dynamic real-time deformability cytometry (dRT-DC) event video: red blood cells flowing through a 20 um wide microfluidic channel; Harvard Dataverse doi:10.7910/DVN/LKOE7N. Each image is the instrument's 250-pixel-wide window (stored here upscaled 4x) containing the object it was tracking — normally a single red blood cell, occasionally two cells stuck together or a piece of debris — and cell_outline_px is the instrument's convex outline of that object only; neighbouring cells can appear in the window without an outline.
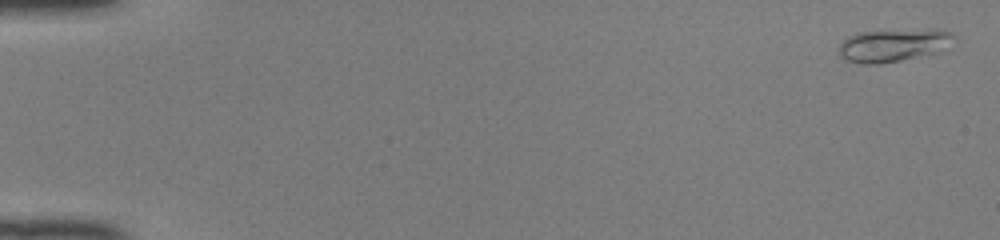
{"species": "common noctule bat (a hibernating species)", "species_latin": "Nyctalus noctula", "temperature_condition": "room temperature", "stored_images_in_passage": 50, "camera_frame_rate_fps": 3000, "um_per_image_px": 0.085, "animal": {"sex": "female", "body_mass_g": 22.0, "forearm_length_mm": 56.7}, "frame": {"image": 1, "passage_image": 2, "time_ms": 0.333, "image_size_px": [1000, 240], "cell_outline_px": [[956, 40], [952, 48], [900, 60], [880, 64], [864, 64], [848, 60], [840, 56], [840, 44], [848, 36], [860, 32], [936, 28], [952, 32], [956, 36]], "centroid_in_image_um": [76.05, 3.82], "position_along_channel_um": 8.9, "area_um2": 22.25}}
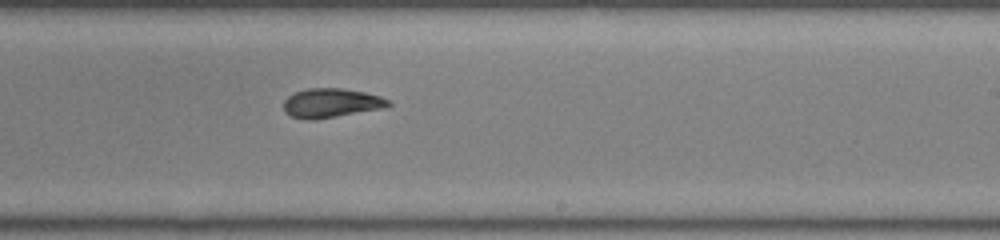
{"frame": {"image": 2, "passage_image": 32, "time_ms": 10.333, "image_size_px": [1000, 240], "cell_outline_px": [[392, 104], [380, 108], [336, 116], [312, 120], [308, 120], [292, 116], [284, 112], [284, 100], [288, 96], [296, 92], [308, 88], [344, 88], [364, 92], [380, 96], [388, 100]], "centroid_in_image_um": [28.11, 8.74], "position_along_channel_um": 260.9, "area_um2": 17.51}}
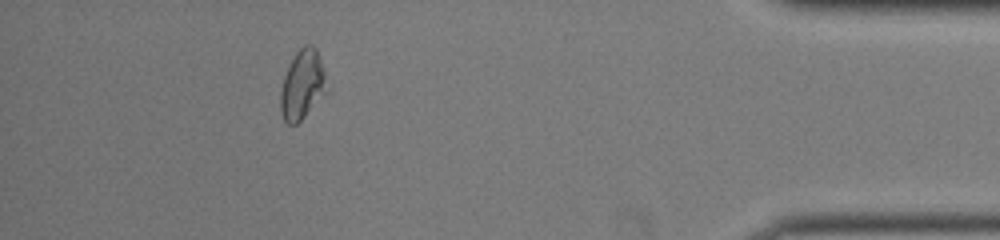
{"frame": {"image": 3, "passage_image": 46, "time_ms": 15.0, "image_size_px": [1000, 240], "cell_outline_px": [[328, 92], [296, 124], [288, 124], [284, 120], [280, 112], [280, 92], [284, 76], [296, 52], [304, 44], [312, 44], [316, 48], [324, 72]], "centroid_in_image_um": [25.7, 7.21], "position_along_channel_um": 409.5, "area_um2": 18.55}}